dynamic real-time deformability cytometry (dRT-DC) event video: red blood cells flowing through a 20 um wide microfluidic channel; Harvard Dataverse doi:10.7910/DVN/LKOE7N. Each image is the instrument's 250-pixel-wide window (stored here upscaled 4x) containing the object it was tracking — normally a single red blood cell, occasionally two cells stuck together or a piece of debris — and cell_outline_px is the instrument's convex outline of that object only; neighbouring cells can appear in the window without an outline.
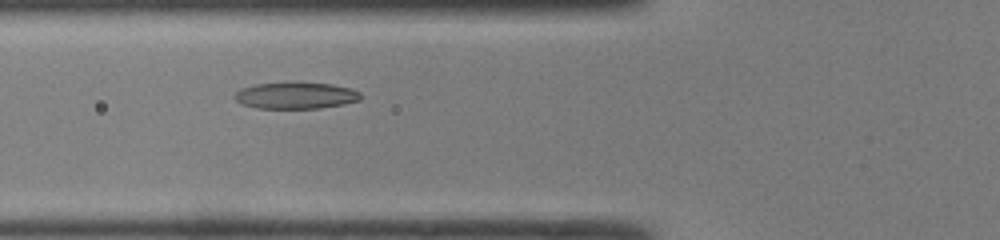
{"species": "common noctule bat (a hibernating species)", "species_latin": "Nyctalus noctula", "temperature_condition": "room temperature", "stored_images_in_passage": 39, "camera_frame_rate_fps": 3000, "um_per_image_px": 0.085, "animal": {"sex": "male", "body_mass_g": 19.0, "forearm_length_mm": 50.8}, "frame": {"image": 1, "passage_image": 9, "time_ms": 2.667, "image_size_px": [1000, 240], "cell_outline_px": [[360, 100], [344, 104], [320, 108], [256, 108], [240, 104], [232, 96], [240, 88], [256, 84], [284, 80], [296, 80], [332, 84], [352, 88], [360, 92]], "centroid_in_image_um": [25.1, 8.07], "position_along_channel_um": 100.7, "area_um2": 20.4}}
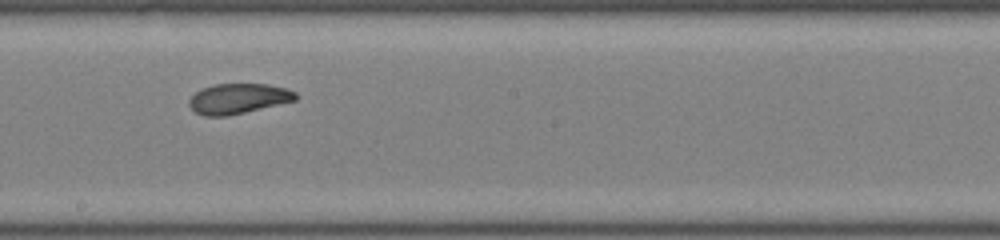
{"frame": {"image": 2, "passage_image": 18, "time_ms": 5.667, "image_size_px": [1000, 240], "cell_outline_px": [[300, 96], [296, 100], [228, 116], [204, 116], [196, 112], [188, 104], [188, 100], [200, 88], [216, 84], [268, 84], [288, 88], [296, 92]], "centroid_in_image_um": [20.27, 8.37], "position_along_channel_um": 227.9, "area_um2": 18.84}}
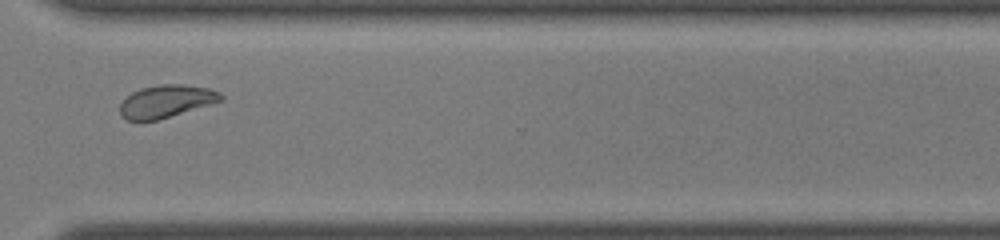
{"frame": {"image": 3, "passage_image": 27, "time_ms": 8.667, "image_size_px": [1000, 240], "cell_outline_px": [[224, 100], [156, 120], [128, 120], [120, 116], [120, 104], [132, 92], [140, 88], [160, 84], [184, 84], [208, 88], [220, 92], [224, 96]], "centroid_in_image_um": [14.14, 8.59], "position_along_channel_um": 356.5, "area_um2": 19.02}, "authors_computed_cell_mechanics": {"area_um2": 19.9988, "velocity_mm_per_s": 4.2535, "shape_relaxation_time_tau1_ms": 7.0734, "shape_relaxation_time_tau2_ms": 0.7193, "deformation_change_tau1": 0.1952, "deformation_change_tau2": 0.0582}}